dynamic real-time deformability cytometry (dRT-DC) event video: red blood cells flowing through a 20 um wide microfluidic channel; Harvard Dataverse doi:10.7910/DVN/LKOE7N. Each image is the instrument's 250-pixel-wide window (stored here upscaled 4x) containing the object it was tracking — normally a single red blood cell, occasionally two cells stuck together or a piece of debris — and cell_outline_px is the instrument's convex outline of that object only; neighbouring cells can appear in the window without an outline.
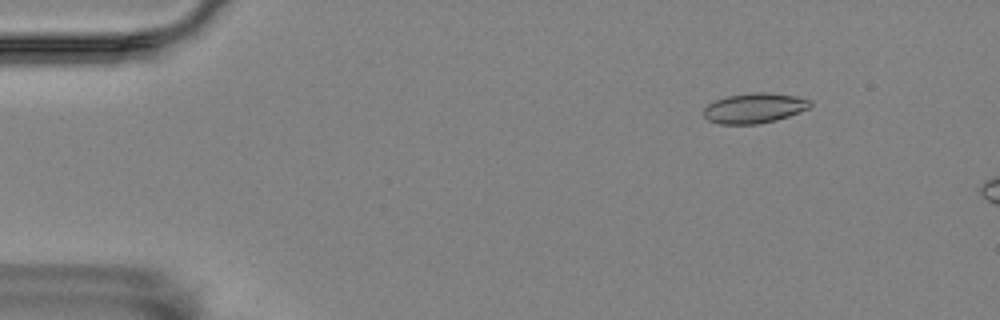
{"species": "Egyptian fruit bat (a non-hibernating species)", "species_latin": "Rousettus aegyptiacus", "temperature_condition": "room temperature", "stored_images_in_passage": 5, "camera_frame_rate_fps": 3000, "um_per_image_px": 0.085, "animal": {"sex": "female"}, "frame": {"image": 1, "passage_image": 3, "time_ms": 0.667, "image_size_px": [1000, 320], "cell_outline_px": [[812, 104], [808, 108], [788, 116], [776, 120], [756, 124], [720, 124], [708, 120], [704, 116], [704, 108], [708, 104], [716, 100], [728, 96], [752, 92], [768, 92], [796, 96], [812, 100]], "centroid_in_image_um": [64.12, 9.18], "position_along_channel_um": 20.9, "area_um2": 18.61}}